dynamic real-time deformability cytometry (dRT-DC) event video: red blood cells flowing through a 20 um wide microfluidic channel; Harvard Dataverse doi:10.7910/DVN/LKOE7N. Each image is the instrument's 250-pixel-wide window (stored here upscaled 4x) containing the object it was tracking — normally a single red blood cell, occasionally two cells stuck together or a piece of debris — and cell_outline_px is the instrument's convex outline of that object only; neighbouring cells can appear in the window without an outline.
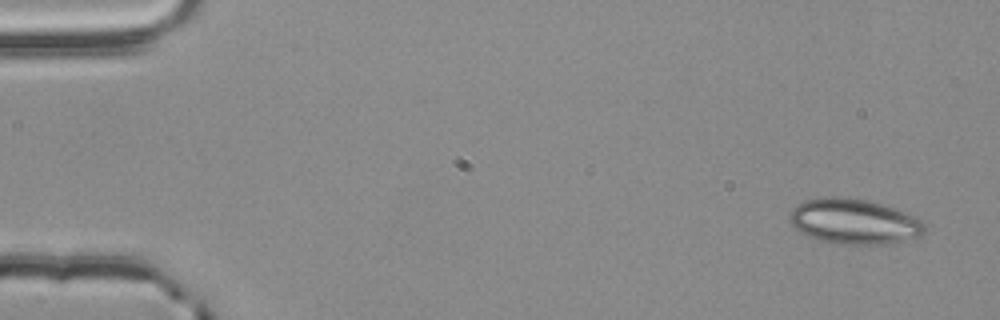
{"species": "common noctule bat (a hibernating species)", "species_latin": "Nyctalus noctula", "temperature_condition": "room temperature", "stored_images_in_passage": 4, "camera_frame_rate_fps": 3000, "um_per_image_px": 0.085, "animal": {"sex": "male", "body_mass_g": 20.4}, "frame": {"image": 1, "passage_image": 1, "time_ms": 0.0, "image_size_px": [1000, 320], "cell_outline_px": [[924, 232], [920, 236], [904, 240], [876, 244], [848, 244], [820, 240], [808, 236], [800, 232], [788, 220], [788, 216], [792, 208], [796, 204], [804, 200], [824, 196], [844, 196], [868, 200], [916, 216], [924, 224]], "centroid_in_image_um": [72.53, 18.79], "position_along_channel_um": 12.5, "area_um2": 35.43}}